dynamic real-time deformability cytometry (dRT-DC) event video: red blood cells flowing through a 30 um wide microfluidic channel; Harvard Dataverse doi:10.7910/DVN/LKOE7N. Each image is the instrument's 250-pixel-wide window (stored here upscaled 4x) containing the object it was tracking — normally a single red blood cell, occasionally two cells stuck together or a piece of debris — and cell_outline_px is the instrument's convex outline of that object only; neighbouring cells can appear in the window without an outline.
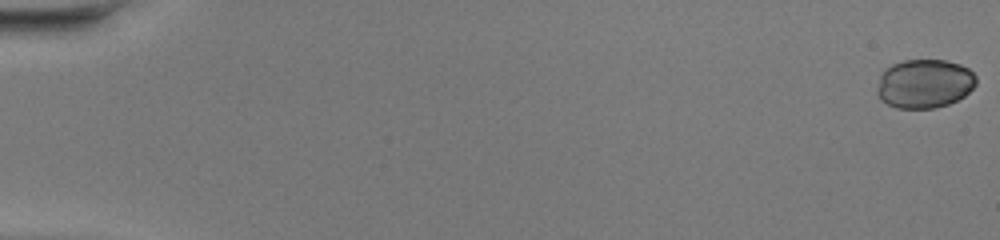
{"species": "common noctule bat (a hibernating species)", "species_latin": "Nyctalus noctula", "temperature_condition": "warm", "stored_images_in_passage": 49, "camera_frame_rate_fps": 3000, "um_per_image_px": 0.085, "animal": {"sex": "female", "body_mass_g": 20.0, "forearm_length_mm": 54.0}, "frame": {"image": 1, "passage_image": 1, "time_ms": 0.0, "image_size_px": [1000, 240], "cell_outline_px": [[976, 84], [964, 96], [948, 104], [936, 108], [896, 108], [880, 100], [876, 92], [876, 88], [880, 76], [884, 68], [892, 64], [904, 60], [944, 60], [960, 64], [968, 68], [976, 76]], "centroid_in_image_um": [78.55, 7.11], "position_along_channel_um": 6.5, "area_um2": 28.44}}
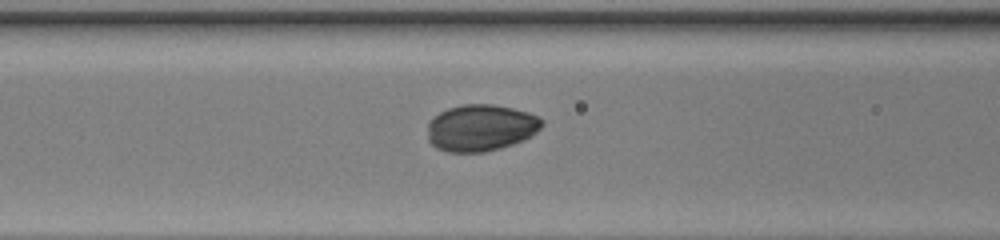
{"frame": {"image": 2, "passage_image": 22, "time_ms": 7.0, "image_size_px": [1000, 240], "cell_outline_px": [[544, 124], [536, 132], [512, 144], [500, 148], [484, 152], [448, 152], [436, 148], [428, 140], [428, 120], [440, 112], [448, 108], [464, 104], [492, 104], [512, 108], [528, 112], [540, 116], [544, 120]], "centroid_in_image_um": [40.85, 10.85], "position_along_channel_um": 125.7, "area_um2": 31.15}}
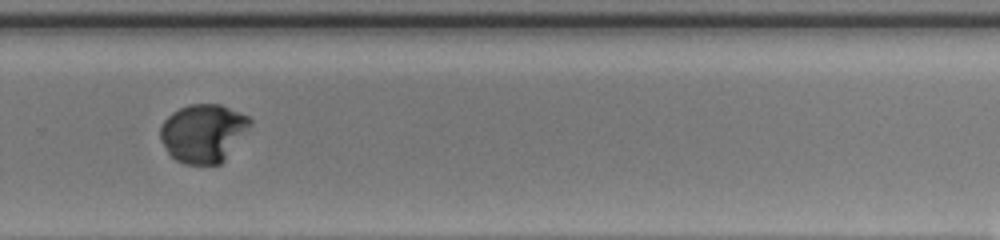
{"frame": {"image": 3, "passage_image": 35, "time_ms": 11.333, "image_size_px": [1000, 240], "cell_outline_px": [[252, 124], [224, 160], [220, 164], [184, 164], [176, 160], [168, 152], [160, 140], [160, 124], [172, 112], [188, 104], [220, 104], [240, 112], [248, 116], [252, 120]], "centroid_in_image_um": [17.26, 11.3], "position_along_channel_um": 312.5, "area_um2": 30.52}}